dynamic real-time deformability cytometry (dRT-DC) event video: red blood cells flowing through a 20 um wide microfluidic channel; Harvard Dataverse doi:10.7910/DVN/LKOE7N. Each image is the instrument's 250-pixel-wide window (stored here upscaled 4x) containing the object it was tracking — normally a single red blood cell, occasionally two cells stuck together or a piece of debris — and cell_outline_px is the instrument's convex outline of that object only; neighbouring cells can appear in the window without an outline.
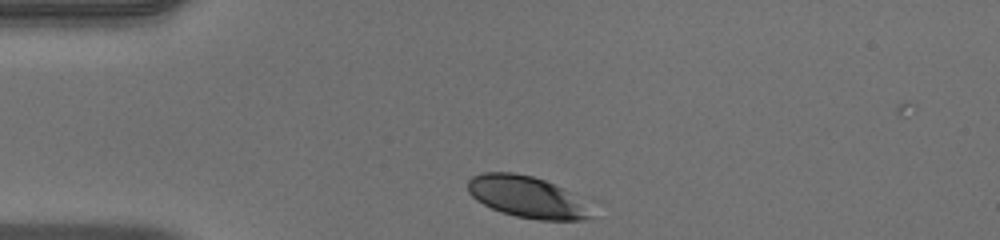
{"species": "human", "species_latin": "Homo sapiens", "temperature_condition": "warm", "stored_images_in_passage": 32, "camera_frame_rate_fps": 3000, "um_per_image_px": 0.085, "donor": {"sex": "male"}, "frame": {"image": 1, "passage_image": 1, "time_ms": 0.0, "image_size_px": [1000, 240], "cell_outline_px": [[604, 200], [592, 220], [540, 220], [516, 216], [500, 212], [476, 200], [468, 192], [468, 180], [472, 176], [484, 172], [512, 172], [532, 176]], "centroid_in_image_um": [45.2, 16.77], "position_along_channel_um": 39.8, "area_um2": 32.48}}
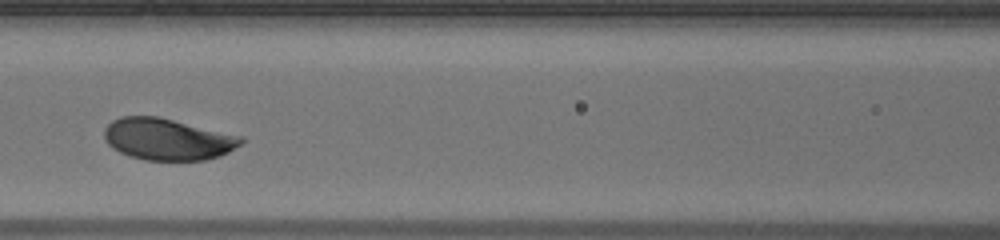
{"frame": {"image": 2, "passage_image": 12, "time_ms": 3.667, "image_size_px": [1000, 240], "cell_outline_px": [[244, 140], [240, 144], [228, 152], [220, 156], [204, 160], [144, 160], [128, 156], [112, 148], [104, 140], [104, 128], [112, 120], [120, 116], [160, 116], [244, 136]], "centroid_in_image_um": [14.23, 11.82], "position_along_channel_um": 152.4, "area_um2": 33.64}}
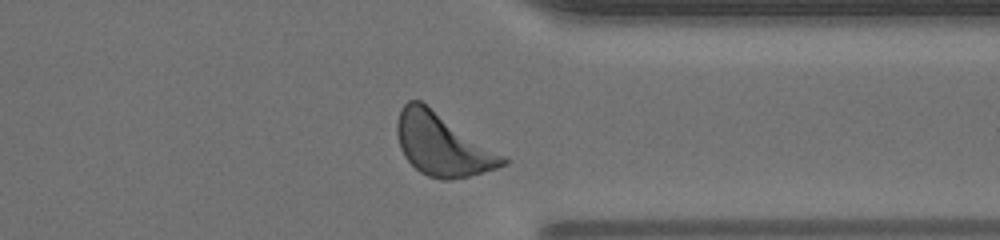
{"frame": {"image": 3, "passage_image": 29, "time_ms": 9.333, "image_size_px": [1000, 240], "cell_outline_px": [[508, 164], [496, 168], [468, 176], [448, 180], [440, 180], [428, 176], [420, 172], [404, 156], [400, 148], [396, 132], [396, 124], [400, 108], [408, 100], [420, 100], [508, 156]], "centroid_in_image_um": [37.63, 12.28], "position_along_channel_um": 373.8, "area_um2": 38.78}, "authors_computed_cell_mechanics": {"area_um2": 33.3217, "velocity_mm_per_s": 3.9613, "shape_relaxation_time_tau1_ms": 3.1757, "shape_relaxation_time_tau2_ms": null, "deformation_change_tau1": 0.1341, "deformation_change_tau2": null}}